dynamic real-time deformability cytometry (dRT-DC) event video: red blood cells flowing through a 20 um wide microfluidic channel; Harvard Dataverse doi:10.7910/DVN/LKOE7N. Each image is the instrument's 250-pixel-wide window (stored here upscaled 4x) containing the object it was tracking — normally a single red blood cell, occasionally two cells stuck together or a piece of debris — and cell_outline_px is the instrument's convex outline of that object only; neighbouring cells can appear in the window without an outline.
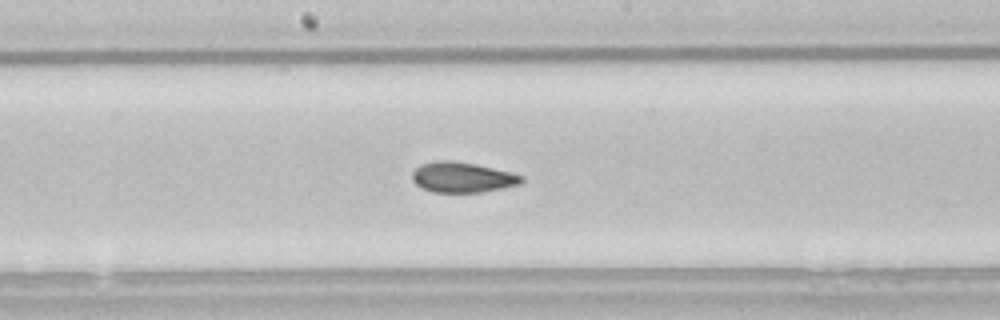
{"species": "common noctule bat (a hibernating species)", "species_latin": "Nyctalus noctula", "temperature_condition": "room temperature", "stored_images_in_passage": 38, "camera_frame_rate_fps": 3000, "um_per_image_px": 0.085, "animal": {"sex": "male", "body_mass_g": 21.5, "forearm_length_mm": 52.0}, "frame": {"image": 1, "passage_image": 12, "time_ms": 3.667, "image_size_px": [1000, 320], "cell_outline_px": [[524, 180], [520, 184], [480, 192], [432, 192], [416, 184], [412, 180], [412, 172], [420, 164], [436, 160], [452, 160], [476, 164], [512, 172], [524, 176]], "centroid_in_image_um": [39.3, 15.05], "position_along_channel_um": 208.9, "area_um2": 19.36}, "authors_computed_cell_mechanics": {"area_um2": 19.5653, "velocity_mm_per_s": 3.8105, "shape_relaxation_time_tau1_ms": null, "shape_relaxation_time_tau2_ms": 2.4519, "deformation_change_tau1": null, "deformation_change_tau2": 0.0648}}